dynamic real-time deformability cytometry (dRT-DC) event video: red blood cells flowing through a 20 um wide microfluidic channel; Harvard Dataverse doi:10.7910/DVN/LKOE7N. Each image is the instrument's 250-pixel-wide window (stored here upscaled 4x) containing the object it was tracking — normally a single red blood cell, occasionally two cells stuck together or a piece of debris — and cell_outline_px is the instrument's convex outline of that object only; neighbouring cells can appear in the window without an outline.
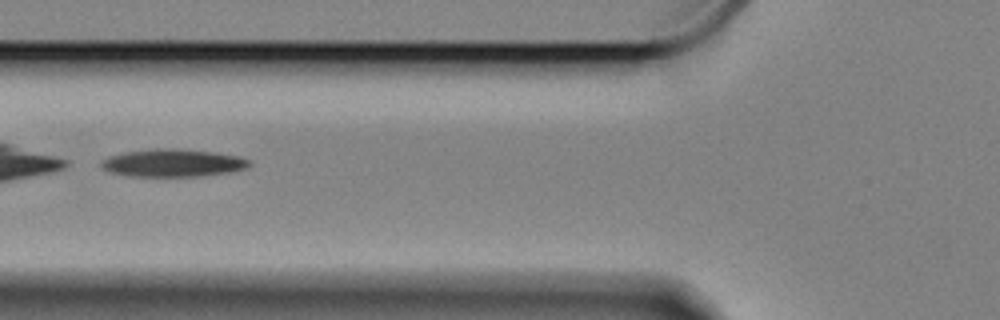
{"species": "Egyptian fruit bat (a non-hibernating species)", "species_latin": "Rousettus aegyptiacus", "temperature_condition": "cold", "stored_images_in_passage": 57, "camera_frame_rate_fps": 3000, "um_per_image_px": 0.085, "animal": {"sex": "female"}, "frame": {"image": 1, "passage_image": 21, "time_ms": 6.667, "image_size_px": [1000, 320], "cell_outline_px": [[252, 164], [248, 168], [228, 172], [196, 176], [128, 176], [112, 172], [104, 168], [100, 164], [100, 160], [124, 152], [156, 148], [176, 148], [216, 152], [240, 156], [252, 160]], "centroid_in_image_um": [14.75, 13.84], "position_along_channel_um": 111.0, "area_um2": 23.93}}
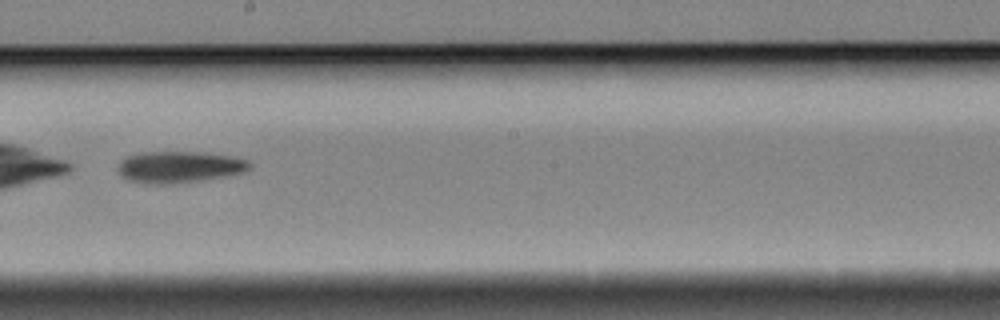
{"frame": {"image": 2, "passage_image": 32, "time_ms": 10.333, "image_size_px": [1000, 320], "cell_outline_px": [[252, 164], [244, 172], [204, 180], [172, 184], [144, 184], [128, 180], [116, 168], [120, 160], [124, 156], [144, 152], [200, 152], [228, 156], [248, 160]], "centroid_in_image_um": [15.19, 14.2], "position_along_channel_um": 233.0, "area_um2": 24.28}}
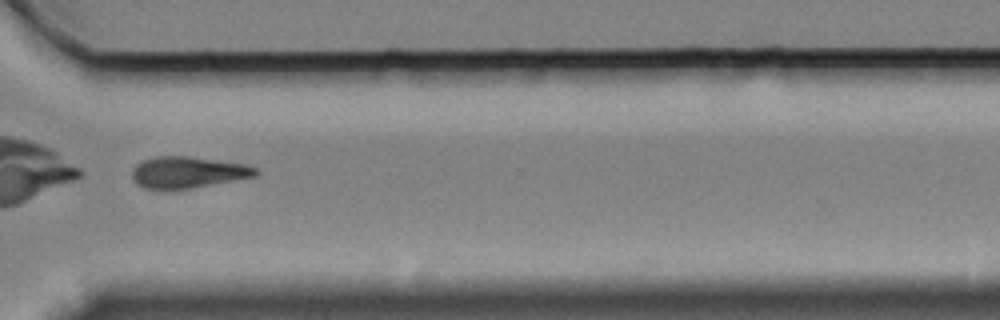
{"frame": {"image": 3, "passage_image": 43, "time_ms": 14.0, "image_size_px": [1000, 320], "cell_outline_px": [[260, 172], [256, 176], [188, 188], [144, 188], [136, 184], [132, 180], [132, 168], [140, 160], [156, 156], [188, 156], [244, 164], [260, 168]], "centroid_in_image_um": [15.94, 14.62], "position_along_channel_um": 354.7, "area_um2": 22.48}, "authors_computed_cell_mechanics": {"area_um2": 24.276, "velocity_mm_per_s": 3.316, "shape_relaxation_time_tau1_ms": 1.9992, "shape_relaxation_time_tau2_ms": null, "deformation_change_tau1": 0.2078, "deformation_change_tau2": null}}